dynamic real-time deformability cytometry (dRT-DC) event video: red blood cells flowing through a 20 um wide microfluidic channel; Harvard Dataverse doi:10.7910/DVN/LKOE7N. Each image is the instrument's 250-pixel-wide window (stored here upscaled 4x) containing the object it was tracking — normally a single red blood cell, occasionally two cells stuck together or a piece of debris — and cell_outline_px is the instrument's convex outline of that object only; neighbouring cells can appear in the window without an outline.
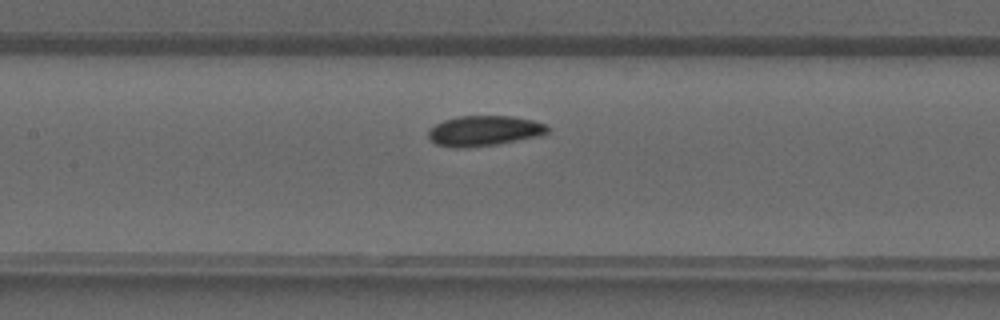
{"species": "common noctule bat (a hibernating species)", "species_latin": "Nyctalus noctula", "temperature_condition": "warm", "stored_images_in_passage": 36, "camera_frame_rate_fps": 3000, "um_per_image_px": 0.085, "animal": {"sex": "male", "forearm_length_mm": 52.5}, "frame": {"image": 1, "passage_image": 15, "time_ms": 4.667, "image_size_px": [1000, 320], "cell_outline_px": [[548, 132], [540, 136], [496, 144], [456, 148], [436, 144], [428, 136], [428, 128], [444, 120], [456, 116], [512, 116], [532, 120], [544, 124], [548, 128]], "centroid_in_image_um": [41.13, 11.11], "position_along_channel_um": 166.3, "area_um2": 20.87}}
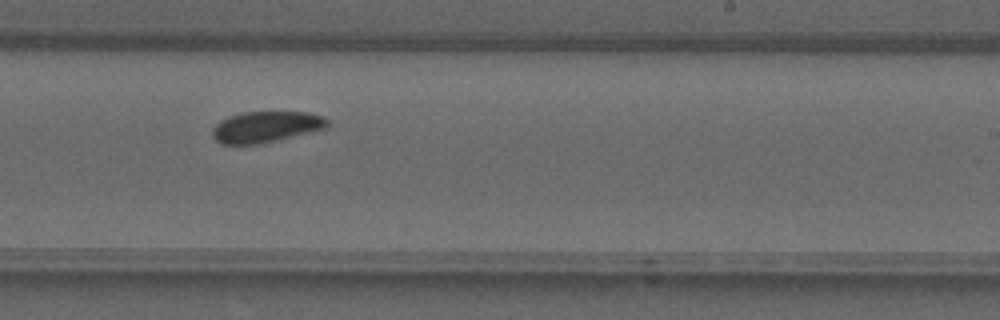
{"frame": {"image": 2, "passage_image": 21, "time_ms": 6.667, "image_size_px": [1000, 320], "cell_outline_px": [[328, 128], [260, 144], [220, 144], [212, 136], [212, 128], [220, 120], [228, 116], [244, 112], [308, 112], [324, 116], [328, 120]], "centroid_in_image_um": [22.61, 10.78], "position_along_channel_um": 266.4, "area_um2": 20.98}}
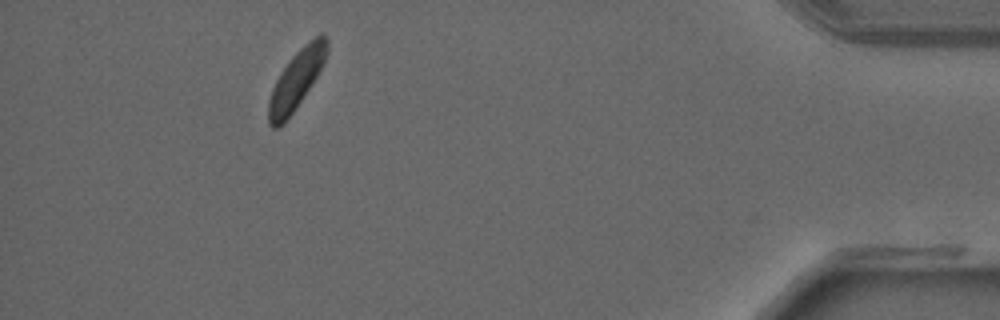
{"frame": {"image": 3, "passage_image": 33, "time_ms": 10.667, "image_size_px": [1000, 320], "cell_outline_px": [[328, 52], [316, 76], [292, 112], [280, 128], [272, 128], [268, 124], [268, 100], [272, 88], [280, 72], [292, 56], [304, 44], [320, 32], [324, 32], [328, 36]], "centroid_in_image_um": [25.17, 6.74], "position_along_channel_um": 410.0, "area_um2": 19.77}}